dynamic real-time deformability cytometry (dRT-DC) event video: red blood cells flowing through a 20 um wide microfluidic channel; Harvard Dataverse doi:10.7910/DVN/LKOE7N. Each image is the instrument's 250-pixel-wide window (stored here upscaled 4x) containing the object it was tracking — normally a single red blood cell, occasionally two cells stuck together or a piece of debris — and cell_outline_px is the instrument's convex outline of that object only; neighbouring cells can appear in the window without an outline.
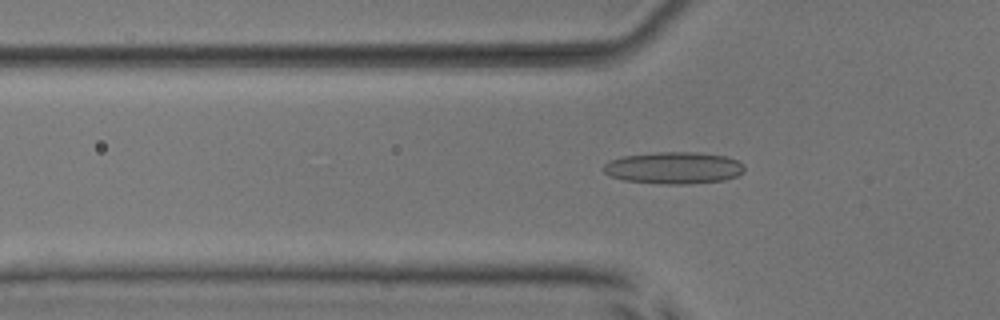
{"species": "common noctule bat (a hibernating species)", "species_latin": "Nyctalus noctula", "temperature_condition": "room temperature", "stored_images_in_passage": 46, "camera_frame_rate_fps": 3000, "um_per_image_px": 0.085, "animal": {"sex": "male", "body_mass_g": 17.9, "forearm_length_mm": 54.2}, "frame": {"image": 1, "passage_image": 12, "time_ms": 3.667, "image_size_px": [1000, 320], "cell_outline_px": [[744, 172], [736, 176], [724, 180], [688, 184], [668, 184], [624, 180], [612, 176], [604, 172], [604, 164], [608, 160], [624, 156], [656, 152], [696, 152], [724, 156], [736, 160], [744, 164]], "centroid_in_image_um": [57.28, 14.26], "position_along_channel_um": 68.5, "area_um2": 26.07}}
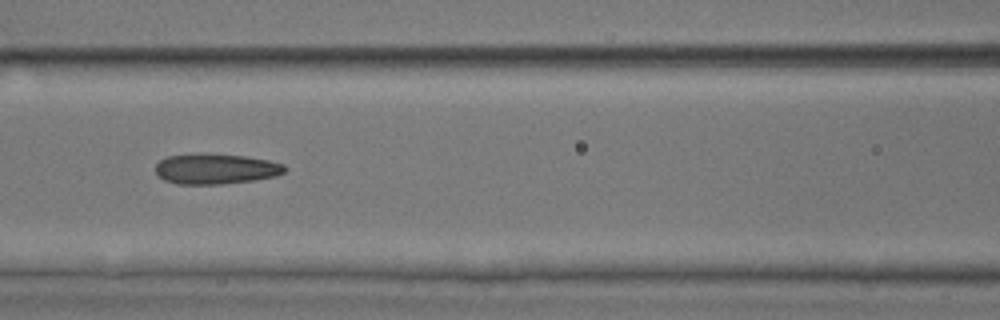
{"frame": {"image": 2, "passage_image": 18, "time_ms": 5.667, "image_size_px": [1000, 320], "cell_outline_px": [[288, 168], [284, 172], [276, 176], [252, 180], [224, 184], [176, 184], [164, 180], [156, 176], [156, 164], [160, 160], [168, 156], [196, 152], [200, 152], [244, 156], [268, 160], [284, 164]], "centroid_in_image_um": [18.3, 14.34], "position_along_channel_um": 148.3, "area_um2": 23.29}}
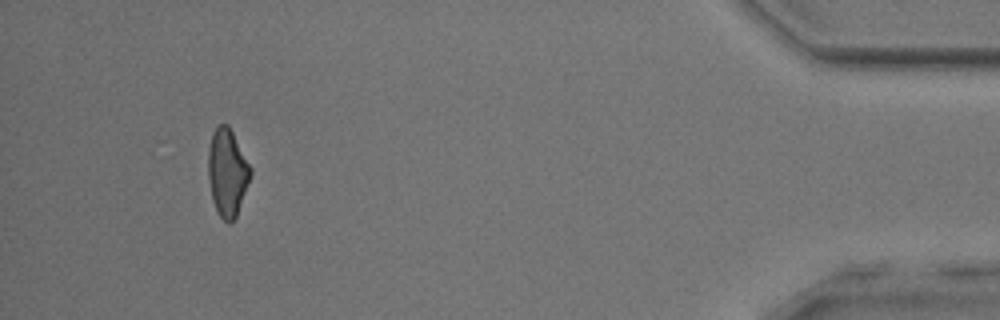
{"frame": {"image": 3, "passage_image": 43, "time_ms": 14.0, "image_size_px": [1000, 320], "cell_outline_px": [[252, 172], [236, 216], [228, 224], [216, 212], [212, 200], [208, 180], [208, 148], [212, 132], [220, 124], [228, 124], [252, 168]], "centroid_in_image_um": [19.3, 14.65], "position_along_channel_um": 415.9, "area_um2": 21.56}, "authors_computed_cell_mechanics": {"area_um2": 22.5131, "velocity_mm_per_s": 4.0052, "shape_relaxation_time_tau1_ms": null, "shape_relaxation_time_tau2_ms": 2.7738, "deformation_change_tau1": null, "deformation_change_tau2": 0.1249}}